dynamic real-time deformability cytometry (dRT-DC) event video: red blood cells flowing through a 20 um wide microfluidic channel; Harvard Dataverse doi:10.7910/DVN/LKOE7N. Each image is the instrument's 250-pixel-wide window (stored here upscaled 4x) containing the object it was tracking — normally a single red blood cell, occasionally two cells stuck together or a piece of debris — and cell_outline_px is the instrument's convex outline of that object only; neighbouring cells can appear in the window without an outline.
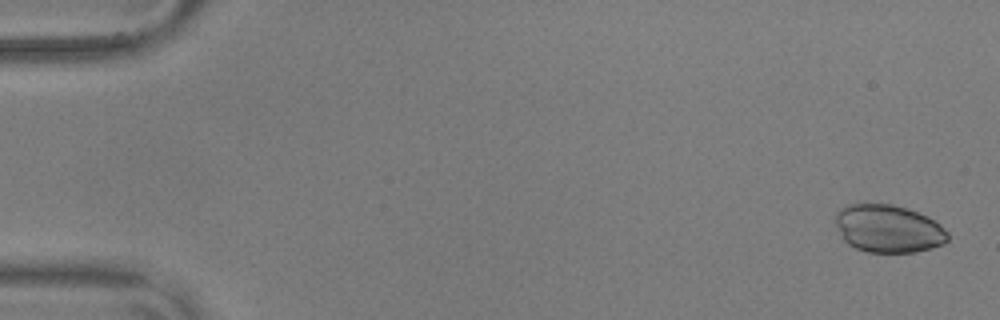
{"species": "common noctule bat (a hibernating species)", "species_latin": "Nyctalus noctula", "temperature_condition": "warm", "stored_images_in_passage": 56, "camera_frame_rate_fps": 3000, "um_per_image_px": 0.085, "animal": {"sex": "male", "body_mass_g": 17.9, "forearm_length_mm": 54.2}, "frame": {"image": 1, "passage_image": 2, "time_ms": 0.333, "image_size_px": [1000, 320], "cell_outline_px": [[948, 240], [944, 244], [916, 252], [868, 252], [856, 248], [848, 244], [844, 240], [836, 224], [836, 212], [840, 208], [848, 204], [892, 204], [928, 216], [940, 224], [948, 232]], "centroid_in_image_um": [75.52, 19.44], "position_along_channel_um": 9.5, "area_um2": 31.15}}
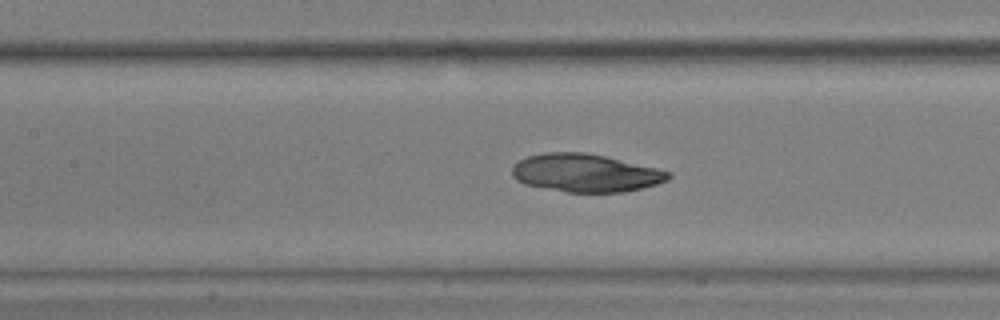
{"frame": {"image": 2, "passage_image": 26, "time_ms": 8.333, "image_size_px": [1000, 320], "cell_outline_px": [[672, 176], [668, 180], [656, 184], [624, 192], [568, 192], [524, 184], [516, 180], [512, 176], [512, 168], [520, 160], [528, 156], [544, 152], [584, 152], [604, 156], [656, 168], [672, 172]], "centroid_in_image_um": [49.76, 14.7], "position_along_channel_um": 157.6, "area_um2": 34.39}}
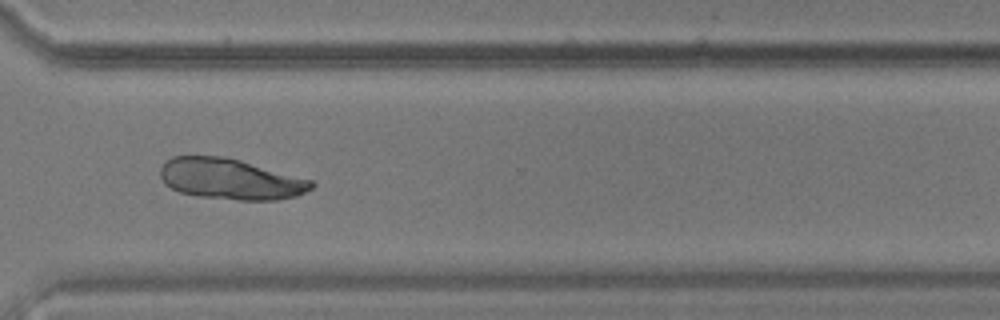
{"frame": {"image": 3, "passage_image": 42, "time_ms": 13.667, "image_size_px": [1000, 320], "cell_outline_px": [[316, 184], [312, 188], [296, 196], [276, 200], [236, 200], [200, 196], [180, 192], [164, 184], [160, 176], [160, 168], [172, 156], [224, 156], [240, 160], [312, 180]], "centroid_in_image_um": [19.58, 15.22], "position_along_channel_um": 351.0, "area_um2": 35.84}}